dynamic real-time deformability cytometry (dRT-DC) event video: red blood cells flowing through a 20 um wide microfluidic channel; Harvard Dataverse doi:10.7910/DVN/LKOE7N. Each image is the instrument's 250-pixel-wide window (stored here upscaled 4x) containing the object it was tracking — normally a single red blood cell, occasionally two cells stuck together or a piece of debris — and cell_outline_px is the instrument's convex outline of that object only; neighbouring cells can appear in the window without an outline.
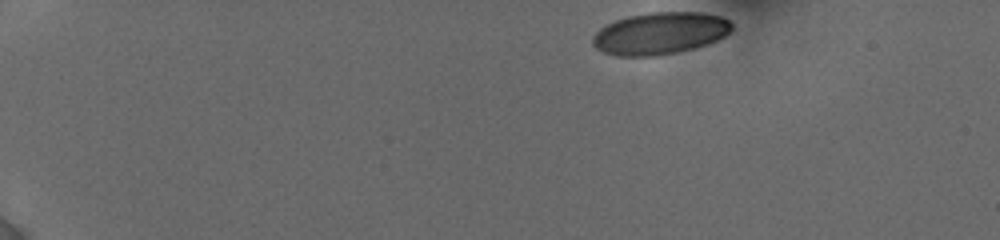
{"species": "human", "species_latin": "Homo sapiens", "temperature_condition": "cold", "stored_images_in_passage": 32, "camera_frame_rate_fps": 3000, "um_per_image_px": 0.085, "donor": {"sex": "female"}, "frame": {"image": 1, "passage_image": 1, "time_ms": 0.0, "image_size_px": [1000, 240], "cell_outline_px": [[732, 28], [724, 36], [716, 40], [692, 48], [676, 52], [656, 56], [616, 56], [604, 52], [596, 48], [592, 44], [592, 36], [600, 28], [616, 20], [628, 16], [648, 12], [700, 12], [720, 16], [728, 20], [732, 24]], "centroid_in_image_um": [56.06, 2.83], "position_along_channel_um": 28.9, "area_um2": 33.93}}
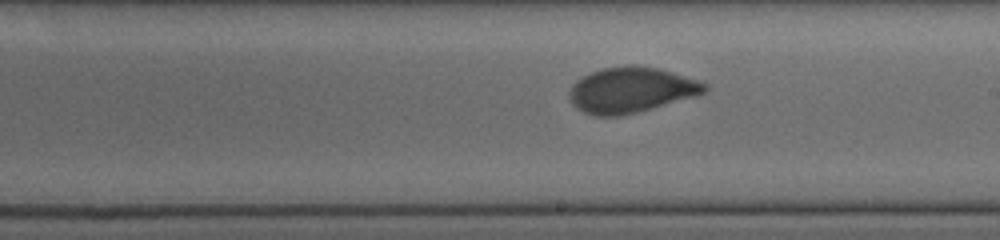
{"frame": {"image": 2, "passage_image": 18, "time_ms": 8.333, "image_size_px": [1000, 240], "cell_outline_px": [[708, 88], [704, 92], [696, 96], [636, 112], [620, 116], [596, 116], [584, 112], [576, 108], [568, 100], [568, 92], [572, 84], [576, 80], [588, 72], [600, 68], [656, 68], [672, 72], [708, 84]], "centroid_in_image_um": [53.57, 7.68], "position_along_channel_um": 235.4, "area_um2": 35.2}}
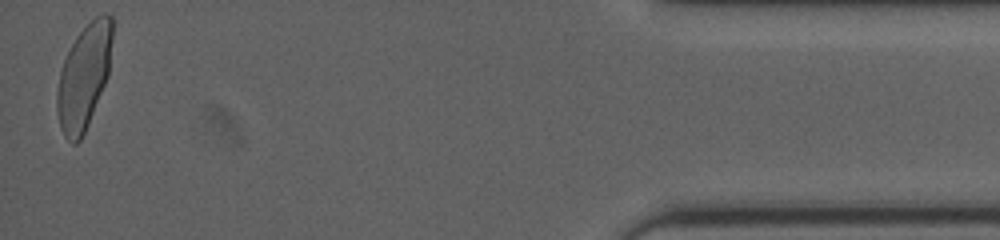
{"frame": {"image": 3, "passage_image": 32, "time_ms": 15.0, "image_size_px": [1000, 240], "cell_outline_px": [[112, 40], [108, 76], [88, 124], [80, 140], [76, 144], [72, 144], [64, 136], [60, 128], [56, 112], [56, 92], [60, 72], [64, 60], [76, 36], [96, 16], [104, 12], [108, 12], [112, 16]], "centroid_in_image_um": [7.13, 6.53], "position_along_channel_um": 428.1, "area_um2": 33.64}, "authors_computed_cell_mechanics": {"area_um2": 35.2291, "velocity_mm_per_s": 3.844, "shape_relaxation_time_tau1_ms": 9.2551, "shape_relaxation_time_tau2_ms": null, "deformation_change_tau1": 0.2054, "deformation_change_tau2": null}}